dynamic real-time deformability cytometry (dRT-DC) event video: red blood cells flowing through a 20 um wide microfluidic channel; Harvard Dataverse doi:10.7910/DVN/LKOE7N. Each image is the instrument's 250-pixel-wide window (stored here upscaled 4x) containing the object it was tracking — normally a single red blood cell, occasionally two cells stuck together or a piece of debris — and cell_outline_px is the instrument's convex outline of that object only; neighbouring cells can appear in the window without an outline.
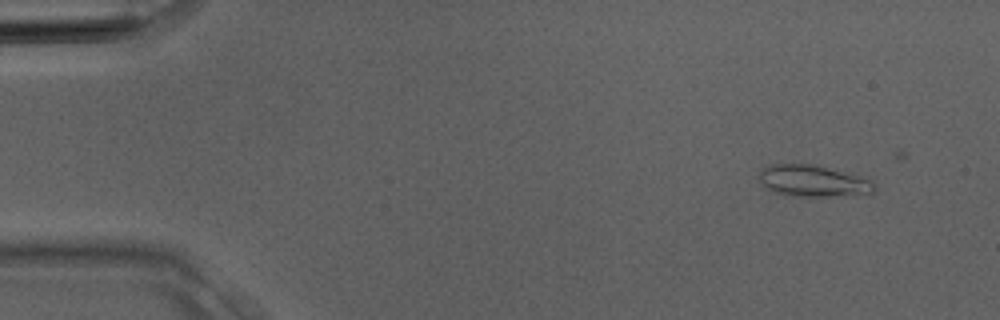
{"species": "Egyptian fruit bat (a non-hibernating species)", "species_latin": "Rousettus aegyptiacus", "temperature_condition": "room temperature", "stored_images_in_passage": 4, "camera_frame_rate_fps": 3000, "um_per_image_px": 0.085, "animal": {"sex": "male"}, "frame": {"image": 1, "passage_image": 2, "time_ms": 0.333, "image_size_px": [1000, 320], "cell_outline_px": [[876, 192], [868, 196], [784, 196], [764, 188], [760, 180], [760, 172], [768, 164], [808, 164], [860, 176], [872, 180], [876, 184]], "centroid_in_image_um": [69.17, 15.43], "position_along_channel_um": 15.8, "area_um2": 21.56}}